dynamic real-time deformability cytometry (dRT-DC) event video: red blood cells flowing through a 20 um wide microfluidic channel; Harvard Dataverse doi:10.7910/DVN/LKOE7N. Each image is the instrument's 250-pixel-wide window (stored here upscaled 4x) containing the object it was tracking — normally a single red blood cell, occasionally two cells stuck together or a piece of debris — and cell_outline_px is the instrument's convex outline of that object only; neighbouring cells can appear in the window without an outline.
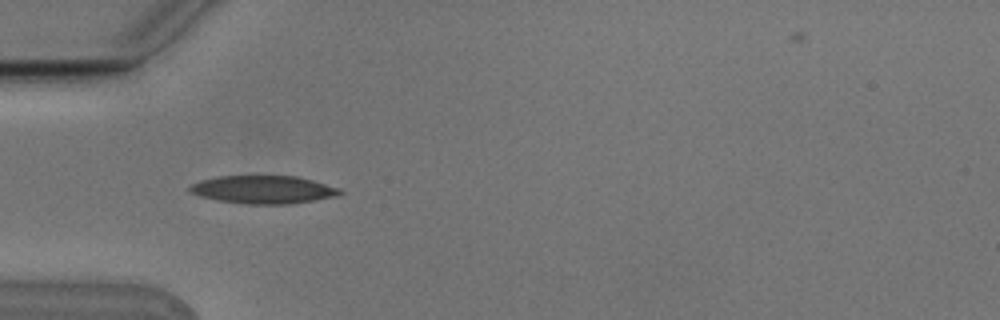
{"species": "Egyptian fruit bat (a non-hibernating species)", "species_latin": "Rousettus aegyptiacus", "temperature_condition": "cold", "stored_images_in_passage": 6, "camera_frame_rate_fps": 3000, "um_per_image_px": 0.085, "animal": {"sex": "male"}, "frame": {"image": 1, "passage_image": 4, "time_ms": 1.0, "image_size_px": [1000, 320], "cell_outline_px": [[344, 192], [340, 196], [292, 204], [244, 204], [220, 200], [200, 196], [188, 192], [188, 188], [192, 184], [200, 180], [220, 176], [296, 176], [312, 180], [340, 188]], "centroid_in_image_um": [22.42, 16.12], "position_along_channel_um": 62.6, "area_um2": 24.62}}
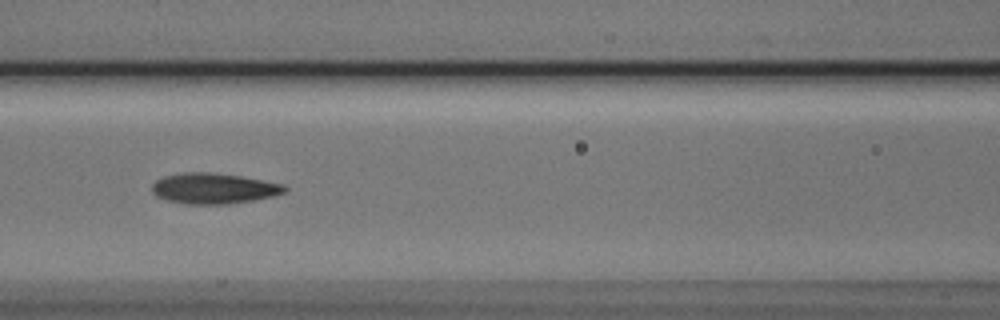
{"frame": {"image": 2, "passage_image": 6, "time_ms": 1.667, "image_size_px": [1000, 320], "cell_outline_px": [[288, 188], [284, 192], [272, 196], [252, 200], [228, 204], [184, 204], [168, 200], [156, 196], [152, 192], [152, 184], [156, 180], [164, 176], [184, 172], [212, 172], [240, 176], [284, 184]], "centroid_in_image_um": [18.14, 16.01], "position_along_channel_um": 148.5, "area_um2": 23.64}}